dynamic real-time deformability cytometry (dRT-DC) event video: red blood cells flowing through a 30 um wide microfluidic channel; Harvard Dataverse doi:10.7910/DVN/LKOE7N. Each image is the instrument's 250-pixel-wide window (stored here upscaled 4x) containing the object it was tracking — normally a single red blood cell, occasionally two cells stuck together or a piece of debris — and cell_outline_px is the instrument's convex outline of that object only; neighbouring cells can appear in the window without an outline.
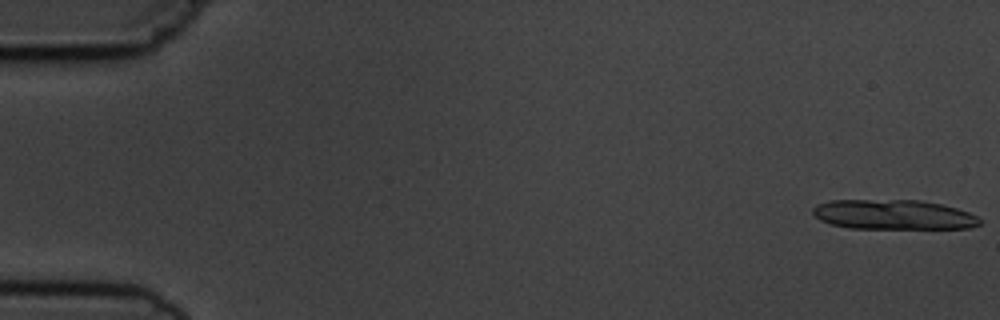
{"species": "common noctule bat (a hibernating species)", "species_latin": "Nyctalus noctula", "temperature_condition": "cold", "stored_images_in_passage": 13, "camera_frame_rate_fps": 3000, "um_per_image_px": 0.085, "animal": {"sex": "male", "body_mass_g": 19.5, "forearm_length_mm": 54.6}, "frame": {"image": 1, "passage_image": 1, "time_ms": 0.0, "image_size_px": [1000, 320], "cell_outline_px": [[980, 224], [972, 228], [848, 228], [832, 224], [820, 220], [812, 212], [812, 208], [816, 204], [832, 200], [920, 200], [940, 204], [956, 208], [968, 212], [976, 216], [980, 220]], "centroid_in_image_um": [75.92, 18.24], "position_along_channel_um": 9.1, "area_um2": 28.84}}
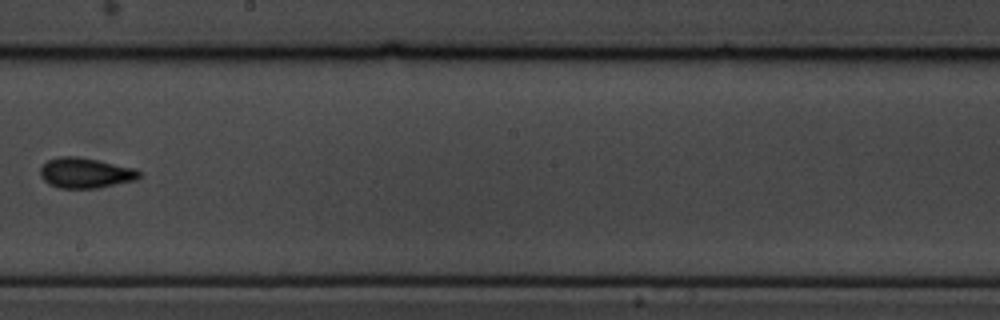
{"frame": {"image": 2, "passage_image": 9, "time_ms": 10.333, "image_size_px": [1000, 320], "cell_outline_px": [[140, 176], [136, 180], [96, 188], [60, 188], [48, 184], [40, 176], [40, 168], [48, 160], [56, 156], [76, 156], [136, 168], [140, 172]], "centroid_in_image_um": [7.24, 14.7], "position_along_channel_um": 241.0, "area_um2": 17.46}}
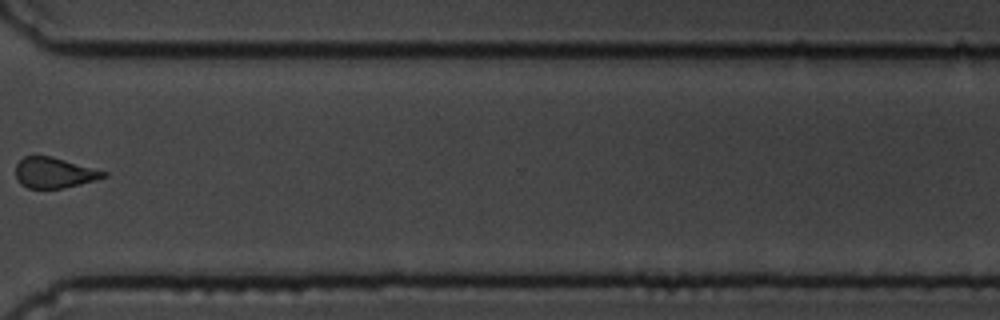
{"frame": {"image": 3, "passage_image": 12, "time_ms": 13.667, "image_size_px": [1000, 320], "cell_outline_px": [[108, 176], [96, 180], [64, 188], [28, 188], [20, 184], [16, 176], [16, 164], [24, 156], [52, 156], [108, 172]], "centroid_in_image_um": [4.62, 14.68], "position_along_channel_um": 366.0, "area_um2": 15.66}}